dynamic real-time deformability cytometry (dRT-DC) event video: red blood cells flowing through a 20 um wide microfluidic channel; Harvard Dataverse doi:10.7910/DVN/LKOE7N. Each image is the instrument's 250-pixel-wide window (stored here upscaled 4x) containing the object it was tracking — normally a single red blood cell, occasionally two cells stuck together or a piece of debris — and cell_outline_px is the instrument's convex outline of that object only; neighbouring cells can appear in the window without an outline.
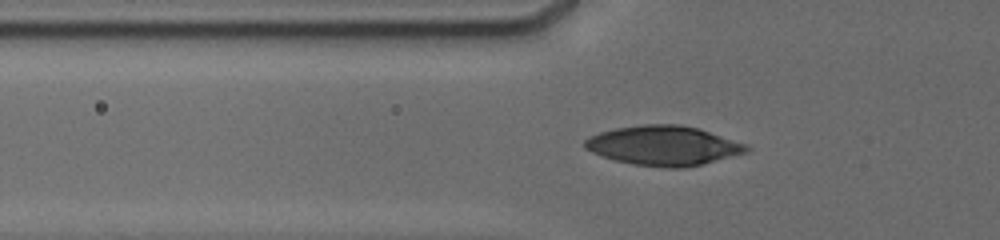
{"species": "human", "species_latin": "Homo sapiens", "temperature_condition": "cold", "stored_images_in_passage": 50, "camera_frame_rate_fps": 3000, "um_per_image_px": 0.085, "donor": {"sex": "male"}, "frame": {"image": 1, "passage_image": 13, "time_ms": 6.667, "image_size_px": [1000, 240], "cell_outline_px": [[752, 148], [748, 152], [684, 168], [664, 168], [632, 164], [616, 160], [592, 152], [584, 148], [584, 140], [600, 132], [616, 128], [644, 124], [680, 124], [696, 128], [748, 144]], "centroid_in_image_um": [56.42, 12.38], "position_along_channel_um": 69.4, "area_um2": 37.05}}
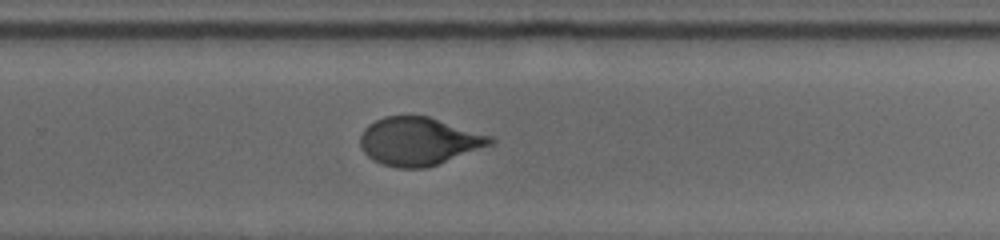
{"frame": {"image": 2, "passage_image": 32, "time_ms": 12.667, "image_size_px": [1000, 240], "cell_outline_px": [[496, 140], [492, 144], [428, 168], [396, 168], [380, 164], [372, 160], [364, 152], [360, 144], [360, 136], [364, 128], [368, 124], [384, 116], [428, 116], [492, 136]], "centroid_in_image_um": [35.58, 12.02], "position_along_channel_um": 294.2, "area_um2": 36.47}}
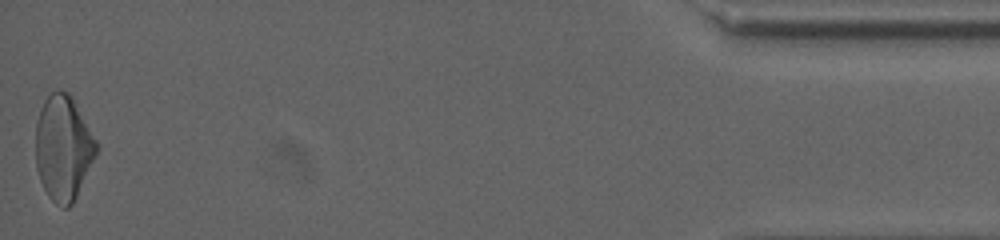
{"frame": {"image": 3, "passage_image": 50, "time_ms": 18.333, "image_size_px": [1000, 240], "cell_outline_px": [[100, 148], [72, 204], [68, 208], [64, 208], [56, 204], [48, 196], [40, 180], [36, 168], [36, 124], [40, 108], [44, 100], [52, 92], [60, 88], [68, 92], [72, 96], [100, 144]], "centroid_in_image_um": [5.4, 12.54], "position_along_channel_um": 429.8, "area_um2": 37.63}, "authors_computed_cell_mechanics": {"area_um2": 36.2117, "velocity_mm_per_s": 3.7908, "shape_relaxation_time_tau1_ms": 5.4905, "shape_relaxation_time_tau2_ms": 1.0582, "deformation_change_tau1": 0.182, "deformation_change_tau2": 0.0557}}